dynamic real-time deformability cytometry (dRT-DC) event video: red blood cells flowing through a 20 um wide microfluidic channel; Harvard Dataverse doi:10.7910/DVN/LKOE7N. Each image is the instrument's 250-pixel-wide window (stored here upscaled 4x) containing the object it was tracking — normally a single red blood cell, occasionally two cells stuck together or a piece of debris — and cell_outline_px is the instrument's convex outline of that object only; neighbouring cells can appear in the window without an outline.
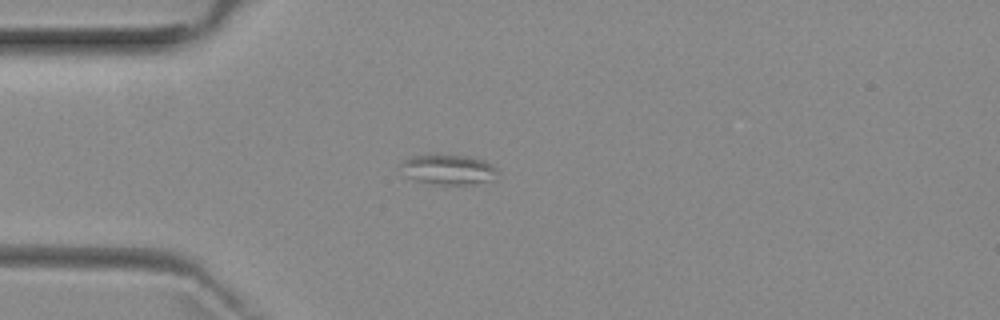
{"species": "common noctule bat (a hibernating species)", "species_latin": "Nyctalus noctula", "temperature_condition": "room temperature", "stored_images_in_passage": 4, "camera_frame_rate_fps": 3000, "um_per_image_px": 0.085, "animal": {"sex": "female", "body_mass_g": 29.2, "forearm_length_mm": 56.3}, "frame": {"image": 1, "passage_image": 3, "time_ms": 2.333, "image_size_px": [1000, 320], "cell_outline_px": [[500, 172], [492, 180], [476, 184], [432, 184], [416, 180], [404, 176], [400, 164], [404, 160], [412, 156], [468, 156], [484, 160], [500, 168]], "centroid_in_image_um": [38.17, 14.43], "position_along_channel_um": 46.8, "area_um2": 16.94}}